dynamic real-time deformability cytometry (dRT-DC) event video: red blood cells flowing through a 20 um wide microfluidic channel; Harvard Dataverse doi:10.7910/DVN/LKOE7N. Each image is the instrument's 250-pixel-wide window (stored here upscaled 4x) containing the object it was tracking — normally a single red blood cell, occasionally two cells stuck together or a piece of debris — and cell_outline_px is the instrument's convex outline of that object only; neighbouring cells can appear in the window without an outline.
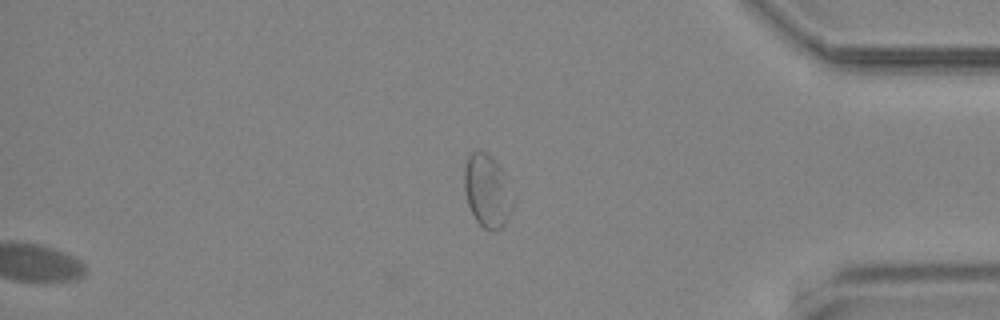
{"species": "common noctule bat (a hibernating species)", "species_latin": "Nyctalus noctula", "temperature_condition": "cold", "stored_images_in_passage": 69, "segment_of_instrument_passage": [2, 2], "camera_frame_rate_fps": 3000, "um_per_image_px": 0.085, "animal": {"sex": "male", "body_mass_g": 19.2, "forearm_length_mm": 51.8}, "frame": {"image": 1, "passage_image": 69, "time_ms": 22.667, "image_size_px": [1000, 320], "cell_outline_px": [[516, 200], [504, 224], [500, 228], [492, 232], [484, 228], [476, 220], [468, 204], [464, 192], [464, 164], [468, 156], [472, 152], [484, 152], [500, 168]], "centroid_in_image_um": [41.41, 16.27], "position_along_channel_um": 393.8, "area_um2": 20.4}}